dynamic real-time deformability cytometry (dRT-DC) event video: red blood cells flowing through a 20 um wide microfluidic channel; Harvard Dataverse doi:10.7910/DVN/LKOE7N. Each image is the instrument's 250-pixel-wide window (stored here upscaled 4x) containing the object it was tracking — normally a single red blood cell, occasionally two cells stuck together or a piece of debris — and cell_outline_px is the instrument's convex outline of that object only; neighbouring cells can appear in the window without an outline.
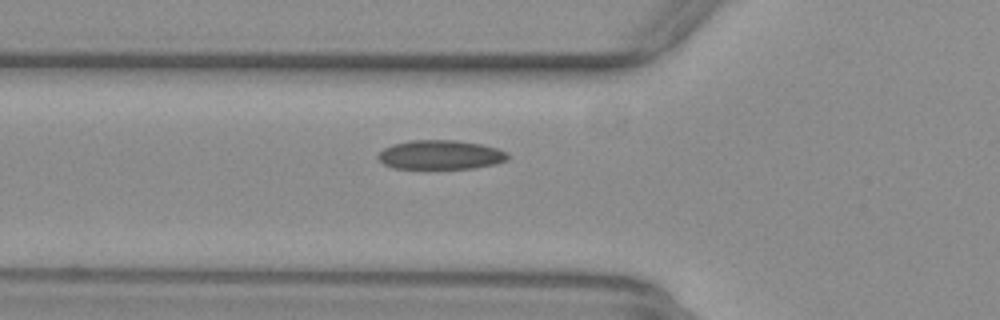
{"species": "common noctule bat (a hibernating species)", "species_latin": "Nyctalus noctula", "temperature_condition": "warm", "stored_images_in_passage": 39, "camera_frame_rate_fps": 3000, "um_per_image_px": 0.085, "animal": {"sex": "female", "body_mass_g": 29.2, "forearm_length_mm": 56.3}, "frame": {"image": 1, "passage_image": 8, "time_ms": 2.333, "image_size_px": [1000, 320], "cell_outline_px": [[508, 160], [492, 164], [472, 168], [392, 168], [384, 164], [376, 156], [384, 148], [392, 144], [412, 140], [456, 140], [480, 144], [496, 148], [504, 152], [508, 156]], "centroid_in_image_um": [37.39, 13.15], "position_along_channel_um": 88.4, "area_um2": 21.79}}
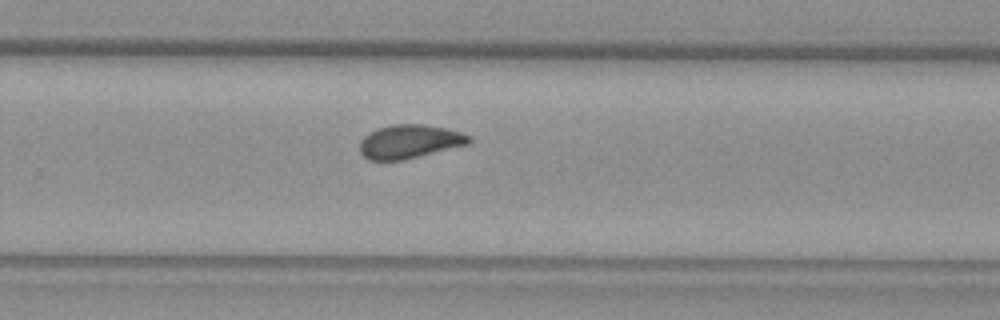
{"frame": {"image": 2, "passage_image": 24, "time_ms": 7.667, "image_size_px": [1000, 320], "cell_outline_px": [[472, 140], [468, 144], [404, 160], [368, 160], [360, 152], [360, 140], [368, 132], [376, 128], [392, 124], [424, 124], [444, 128], [460, 132], [472, 136]], "centroid_in_image_um": [34.79, 12.02], "position_along_channel_um": 295.0, "area_um2": 21.56}}
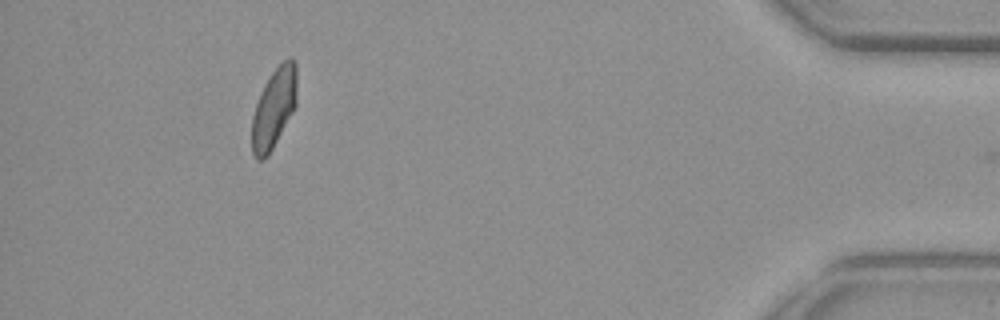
{"frame": {"image": 3, "passage_image": 38, "time_ms": 12.333, "image_size_px": [1000, 320], "cell_outline_px": [[296, 104], [292, 112], [268, 156], [264, 160], [256, 160], [252, 152], [252, 116], [260, 92], [264, 84], [272, 72], [288, 56], [292, 56], [296, 60]], "centroid_in_image_um": [23.27, 9.17], "position_along_channel_um": 411.9, "area_um2": 20.92}}